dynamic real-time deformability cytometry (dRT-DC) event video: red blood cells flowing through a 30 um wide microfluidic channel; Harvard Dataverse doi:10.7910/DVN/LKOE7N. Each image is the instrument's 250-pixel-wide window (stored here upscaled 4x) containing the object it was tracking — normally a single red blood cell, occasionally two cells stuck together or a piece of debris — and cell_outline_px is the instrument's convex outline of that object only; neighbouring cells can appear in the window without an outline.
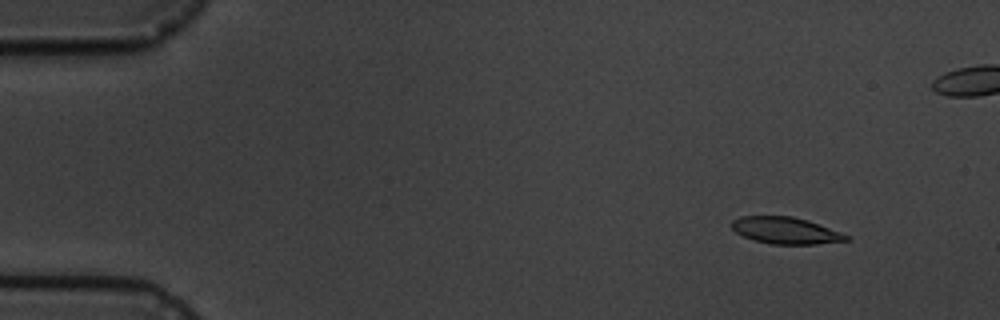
{"species": "common noctule bat (a hibernating species)", "species_latin": "Nyctalus noctula", "temperature_condition": "cold", "stored_images_in_passage": 6, "camera_frame_rate_fps": 3000, "um_per_image_px": 0.085, "animal": {"sex": "male", "body_mass_g": 19.5, "forearm_length_mm": 54.6}, "frame": {"image": 1, "passage_image": 2, "time_ms": 1.333, "image_size_px": [1000, 320], "cell_outline_px": [[852, 236], [848, 240], [816, 244], [772, 244], [752, 240], [736, 232], [732, 228], [732, 220], [740, 216], [792, 216], [808, 220]], "centroid_in_image_um": [66.79, 19.59], "position_along_channel_um": 18.2, "area_um2": 17.86}}